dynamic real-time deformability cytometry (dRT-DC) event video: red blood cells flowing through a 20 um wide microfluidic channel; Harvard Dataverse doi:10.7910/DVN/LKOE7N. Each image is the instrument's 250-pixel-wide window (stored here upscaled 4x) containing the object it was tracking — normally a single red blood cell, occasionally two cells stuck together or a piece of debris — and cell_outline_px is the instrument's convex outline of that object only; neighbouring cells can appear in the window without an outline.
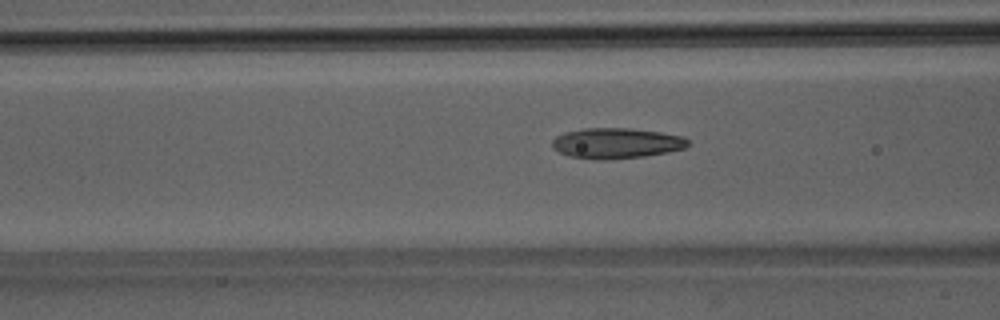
{"species": "Egyptian fruit bat (a non-hibernating species)", "species_latin": "Rousettus aegyptiacus", "temperature_condition": "room temperature", "stored_images_in_passage": 39, "camera_frame_rate_fps": 3000, "um_per_image_px": 0.085, "animal": {"sex": "male"}, "frame": {"image": 1, "passage_image": 9, "time_ms": 2.667, "image_size_px": [1000, 320], "cell_outline_px": [[688, 144], [684, 148], [668, 152], [644, 156], [604, 160], [596, 160], [568, 156], [552, 148], [552, 140], [556, 136], [564, 132], [584, 128], [628, 128], [660, 132], [684, 136], [688, 140]], "centroid_in_image_um": [52.36, 12.17], "position_along_channel_um": 114.2, "area_um2": 24.22}}
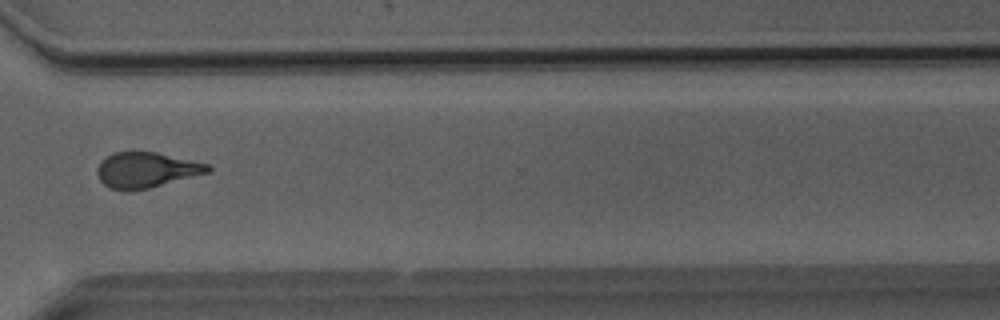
{"frame": {"image": 2, "passage_image": 27, "time_ms": 8.667, "image_size_px": [1000, 320], "cell_outline_px": [[212, 172], [148, 188], [128, 192], [108, 188], [100, 180], [96, 172], [96, 168], [108, 156], [116, 152], [156, 152], [208, 164], [212, 168]], "centroid_in_image_um": [12.44, 14.47], "position_along_channel_um": 358.2, "area_um2": 22.83}}
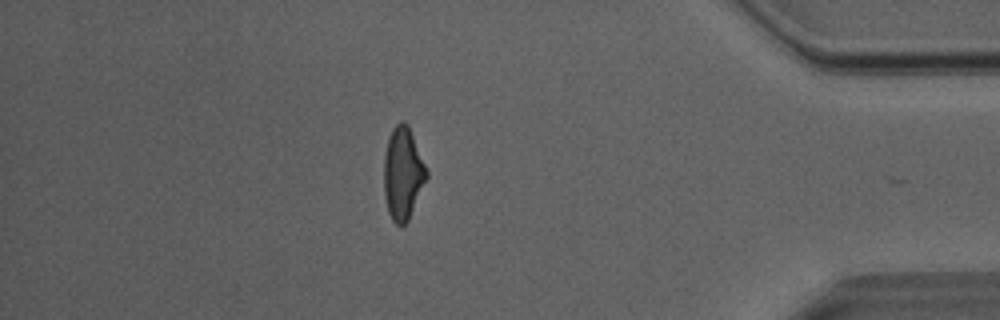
{"frame": {"image": 3, "passage_image": 33, "time_ms": 10.667, "image_size_px": [1000, 320], "cell_outline_px": [[428, 176], [408, 220], [404, 224], [396, 224], [392, 220], [388, 212], [384, 192], [384, 156], [388, 140], [392, 128], [400, 120], [404, 120], [408, 124], [428, 172]], "centroid_in_image_um": [34.24, 14.71], "position_along_channel_um": 401.0, "area_um2": 22.77}, "authors_computed_cell_mechanics": {"area_um2": 22.7732, "velocity_mm_per_s": 4.0638, "shape_relaxation_time_tau1_ms": 5.7729, "shape_relaxation_time_tau2_ms": 1.3053, "deformation_change_tau1": 0.1904, "deformation_change_tau2": 0.0879}}